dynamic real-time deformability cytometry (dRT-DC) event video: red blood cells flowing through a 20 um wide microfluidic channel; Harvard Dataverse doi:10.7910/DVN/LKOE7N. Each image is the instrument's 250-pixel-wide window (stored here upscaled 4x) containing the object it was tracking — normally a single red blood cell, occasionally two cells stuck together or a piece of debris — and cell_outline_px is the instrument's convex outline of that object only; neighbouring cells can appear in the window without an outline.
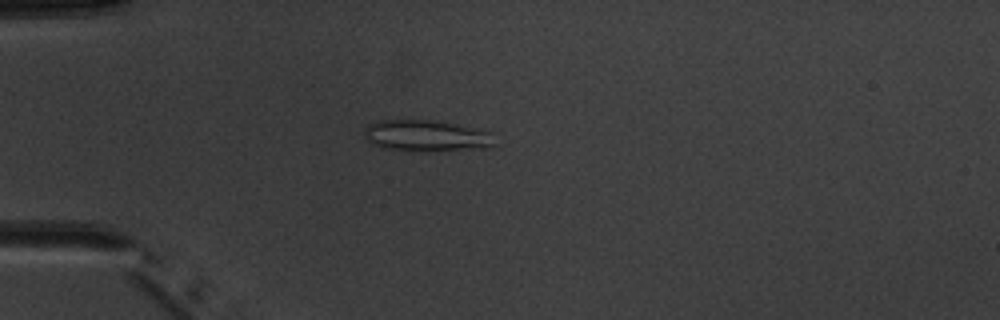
{"species": "common noctule bat (a hibernating species)", "species_latin": "Nyctalus noctula", "temperature_condition": "warm", "stored_images_in_passage": 4, "camera_frame_rate_fps": 3000, "um_per_image_px": 0.085, "animal": {"sex": "male", "body_mass_g": 20.1, "forearm_length_mm": 53.5}, "frame": {"image": 1, "passage_image": 3, "time_ms": 2.333, "image_size_px": [1000, 320], "cell_outline_px": [[496, 132], [492, 144], [488, 148], [384, 148], [372, 144], [364, 136], [364, 128], [368, 124], [376, 120], [432, 120], [456, 124]], "centroid_in_image_um": [36.23, 11.47], "position_along_channel_um": 48.8, "area_um2": 22.77}}